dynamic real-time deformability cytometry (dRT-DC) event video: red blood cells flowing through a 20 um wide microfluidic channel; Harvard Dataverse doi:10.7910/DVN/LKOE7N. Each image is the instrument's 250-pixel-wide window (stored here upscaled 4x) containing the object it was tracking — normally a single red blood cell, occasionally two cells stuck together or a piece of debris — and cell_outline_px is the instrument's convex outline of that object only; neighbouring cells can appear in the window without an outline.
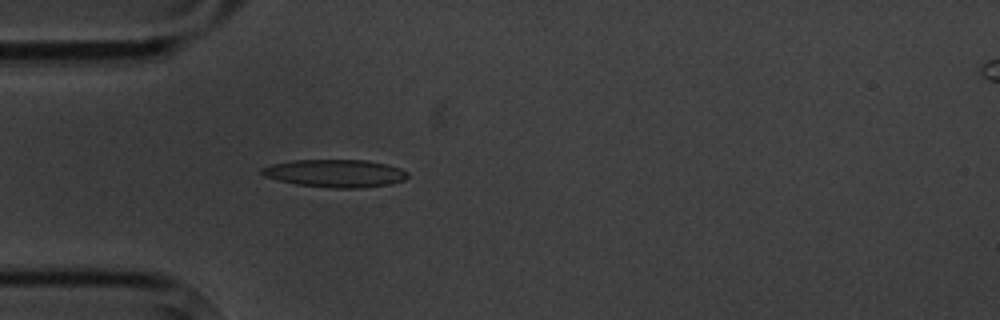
{"species": "common noctule bat (a hibernating species)", "species_latin": "Nyctalus noctula", "temperature_condition": "cold", "stored_images_in_passage": 1, "camera_frame_rate_fps": 3000, "um_per_image_px": 0.085, "animal": {"sex": "male", "body_mass_g": 20.1, "forearm_length_mm": 53.5}, "frame": {"image": 1, "passage_image": 1, "time_ms": 0.0, "image_size_px": [1000, 320], "cell_outline_px": [[408, 176], [404, 180], [392, 184], [360, 188], [332, 188], [296, 184], [264, 176], [260, 172], [260, 168], [272, 164], [292, 160], [368, 160], [388, 164], [400, 168], [408, 172]], "centroid_in_image_um": [28.52, 14.73], "position_along_channel_um": 56.5, "area_um2": 23.7}}